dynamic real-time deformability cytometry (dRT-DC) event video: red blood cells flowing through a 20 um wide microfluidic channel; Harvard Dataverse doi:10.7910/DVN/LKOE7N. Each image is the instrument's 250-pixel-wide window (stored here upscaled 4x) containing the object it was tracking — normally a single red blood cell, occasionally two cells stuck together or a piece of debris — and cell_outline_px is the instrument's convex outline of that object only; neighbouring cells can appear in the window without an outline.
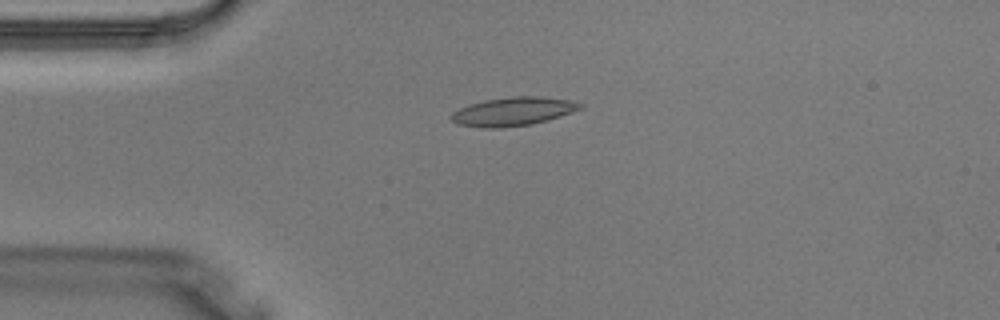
{"species": "Egyptian fruit bat (a non-hibernating species)", "species_latin": "Rousettus aegyptiacus", "temperature_condition": "warm", "stored_images_in_passage": 3, "camera_frame_rate_fps": 3000, "um_per_image_px": 0.085, "animal": {"sex": "male"}, "frame": {"image": 1, "passage_image": 3, "time_ms": 0.667, "image_size_px": [1000, 320], "cell_outline_px": [[584, 108], [548, 120], [532, 124], [500, 128], [480, 128], [456, 124], [448, 116], [452, 112], [468, 104], [484, 100], [512, 96], [540, 96], [568, 100], [584, 104]], "centroid_in_image_um": [43.58, 9.48], "position_along_channel_um": 41.4, "area_um2": 21.73}}